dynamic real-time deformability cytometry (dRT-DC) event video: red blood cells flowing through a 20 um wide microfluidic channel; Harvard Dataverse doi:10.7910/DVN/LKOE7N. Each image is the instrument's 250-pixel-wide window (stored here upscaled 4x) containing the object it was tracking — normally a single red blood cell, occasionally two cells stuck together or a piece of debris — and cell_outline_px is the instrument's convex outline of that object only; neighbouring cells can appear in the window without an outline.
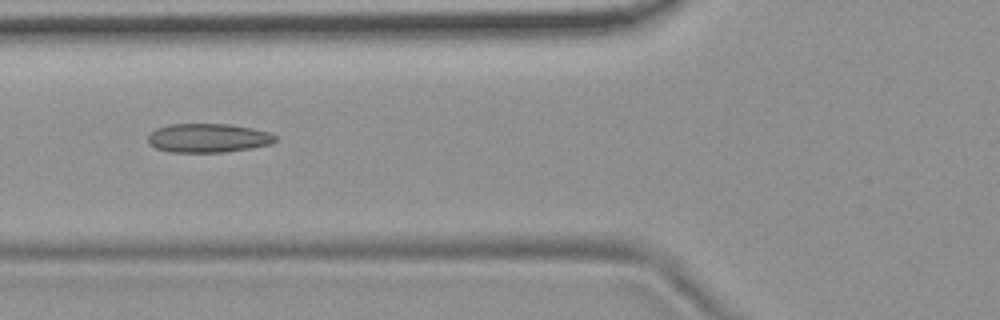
{"species": "common noctule bat (a hibernating species)", "species_latin": "Nyctalus noctula", "temperature_condition": "room temperature", "stored_images_in_passage": 32, "camera_frame_rate_fps": 3000, "um_per_image_px": 0.085, "animal": {"sex": "female", "body_mass_g": 19.9}, "frame": {"image": 1, "passage_image": 8, "time_ms": 2.333, "image_size_px": [1000, 320], "cell_outline_px": [[276, 140], [268, 144], [252, 148], [224, 152], [172, 152], [156, 148], [148, 144], [148, 132], [156, 128], [168, 124], [232, 124], [252, 128], [268, 132], [276, 136]], "centroid_in_image_um": [17.64, 11.72], "position_along_channel_um": 108.2, "area_um2": 21.56}}
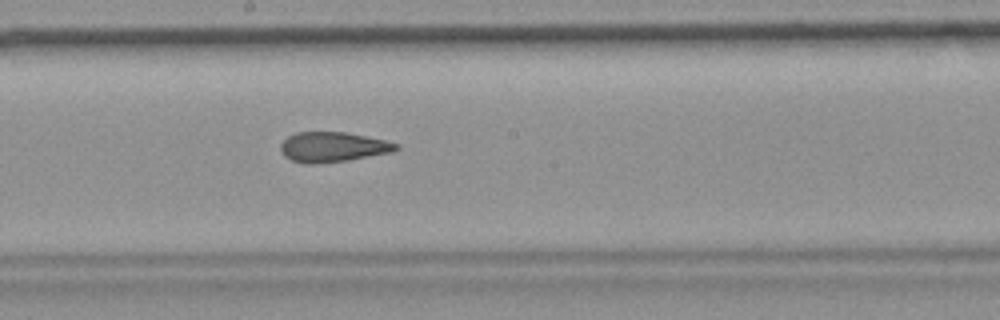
{"frame": {"image": 2, "passage_image": 17, "time_ms": 5.333, "image_size_px": [1000, 320], "cell_outline_px": [[400, 148], [392, 152], [348, 160], [312, 164], [304, 164], [292, 160], [284, 156], [280, 148], [280, 144], [288, 136], [296, 132], [344, 132], [384, 140], [400, 144]], "centroid_in_image_um": [28.28, 12.5], "position_along_channel_um": 219.9, "area_um2": 20.11}}
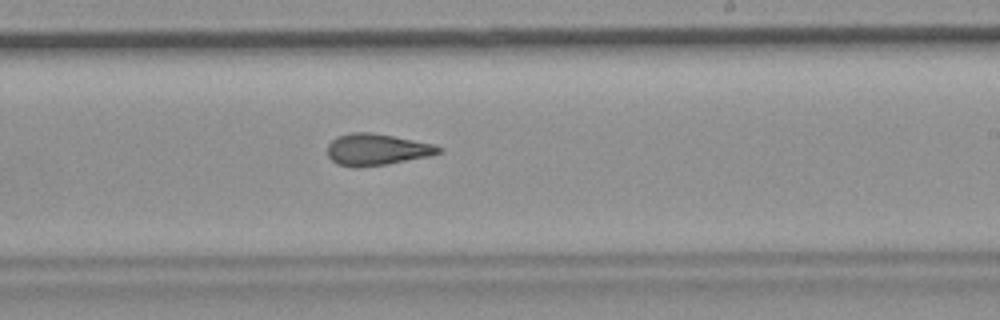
{"frame": {"image": 3, "passage_image": 20, "time_ms": 6.333, "image_size_px": [1000, 320], "cell_outline_px": [[444, 152], [432, 156], [388, 164], [356, 168], [352, 168], [336, 164], [328, 156], [328, 144], [336, 136], [352, 132], [372, 132], [436, 144], [444, 148]], "centroid_in_image_um": [32.07, 12.72], "position_along_channel_um": 256.9, "area_um2": 20.98}, "authors_computed_cell_mechanics": {"area_um2": 20.8947, "velocity_mm_per_s": 3.7306, "shape_relaxation_time_tau1_ms": null, "shape_relaxation_time_tau2_ms": 2.2818, "deformation_change_tau1": null, "deformation_change_tau2": 0.1106}}